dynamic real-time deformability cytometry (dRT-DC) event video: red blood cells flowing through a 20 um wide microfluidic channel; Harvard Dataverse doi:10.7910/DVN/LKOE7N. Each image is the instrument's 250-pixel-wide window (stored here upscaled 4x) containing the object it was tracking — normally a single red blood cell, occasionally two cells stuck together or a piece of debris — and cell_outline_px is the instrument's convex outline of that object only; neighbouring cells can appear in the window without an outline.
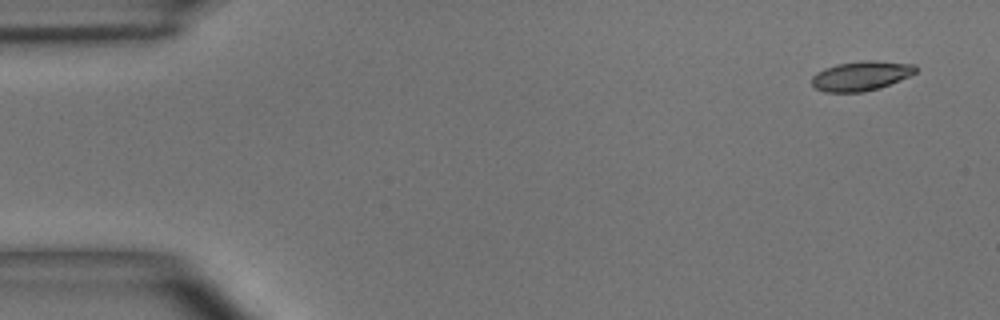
{"species": "common noctule bat (a hibernating species)", "species_latin": "Nyctalus noctula", "temperature_condition": "room temperature", "stored_images_in_passage": 5, "camera_frame_rate_fps": 3000, "um_per_image_px": 0.085, "animal": {"sex": "male", "body_mass_g": 15.6}, "frame": {"image": 1, "passage_image": 1, "time_ms": 0.0, "image_size_px": [1000, 320], "cell_outline_px": [[920, 68], [916, 72], [908, 76], [880, 88], [864, 92], [824, 92], [816, 88], [812, 84], [812, 76], [816, 72], [824, 68], [836, 64], [864, 60], [876, 60], [916, 64]], "centroid_in_image_um": [73.21, 6.43], "position_along_channel_um": 11.8, "area_um2": 18.09}}
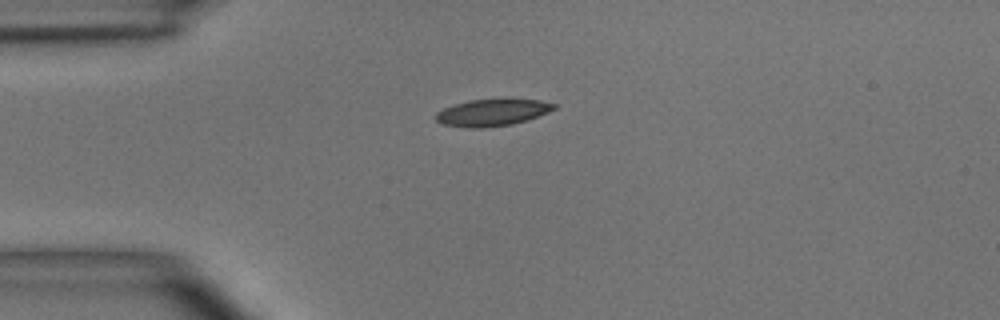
{"frame": {"image": 2, "passage_image": 4, "time_ms": 3.333, "image_size_px": [1000, 320], "cell_outline_px": [[556, 108], [548, 112], [528, 120], [512, 124], [484, 128], [468, 128], [440, 124], [436, 120], [436, 112], [444, 108], [468, 100], [504, 96], [508, 96], [540, 100], [556, 104]], "centroid_in_image_um": [41.88, 9.52], "position_along_channel_um": 43.1, "area_um2": 19.42}}
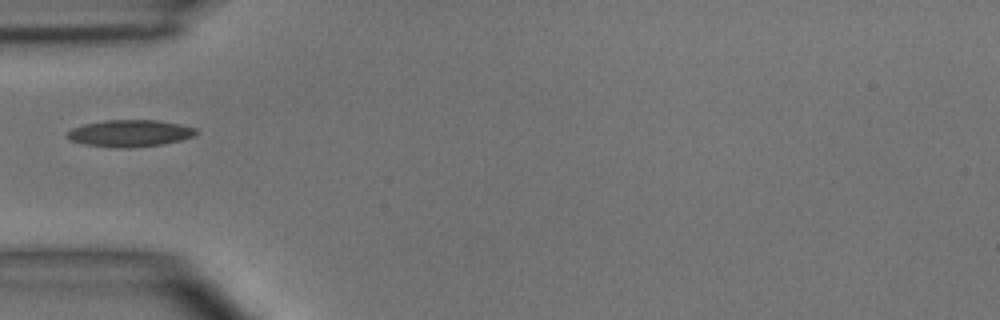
{"frame": {"image": 3, "passage_image": 5, "time_ms": 4.667, "image_size_px": [1000, 320], "cell_outline_px": [[200, 132], [196, 136], [180, 140], [160, 144], [132, 148], [116, 148], [84, 144], [72, 140], [68, 136], [68, 132], [72, 128], [84, 124], [104, 120], [156, 120], [180, 124], [196, 128]], "centroid_in_image_um": [11.09, 11.33], "position_along_channel_um": 73.9, "area_um2": 20.17}}